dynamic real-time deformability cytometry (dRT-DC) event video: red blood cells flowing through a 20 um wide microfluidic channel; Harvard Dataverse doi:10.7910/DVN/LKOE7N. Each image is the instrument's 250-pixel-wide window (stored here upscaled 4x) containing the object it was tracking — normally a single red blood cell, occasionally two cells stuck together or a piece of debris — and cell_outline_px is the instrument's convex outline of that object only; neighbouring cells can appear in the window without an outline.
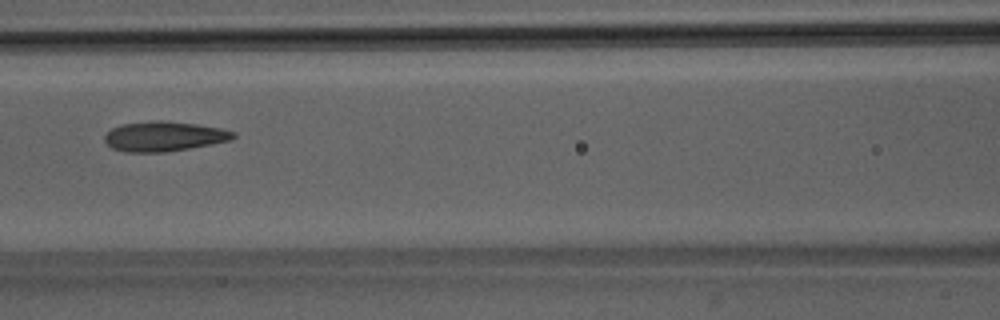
{"species": "Egyptian fruit bat (a non-hibernating species)", "species_latin": "Rousettus aegyptiacus", "temperature_condition": "room temperature", "stored_images_in_passage": 6, "camera_frame_rate_fps": 3000, "um_per_image_px": 0.085, "animal": {"sex": "male"}, "frame": {"image": 1, "passage_image": 6, "time_ms": 6.667, "image_size_px": [1000, 320], "cell_outline_px": [[236, 136], [232, 140], [212, 144], [164, 152], [124, 152], [112, 148], [104, 140], [104, 136], [112, 128], [124, 124], [152, 120], [160, 120], [196, 124], [220, 128], [236, 132]], "centroid_in_image_um": [13.95, 11.59], "position_along_channel_um": 152.6, "area_um2": 22.31}}